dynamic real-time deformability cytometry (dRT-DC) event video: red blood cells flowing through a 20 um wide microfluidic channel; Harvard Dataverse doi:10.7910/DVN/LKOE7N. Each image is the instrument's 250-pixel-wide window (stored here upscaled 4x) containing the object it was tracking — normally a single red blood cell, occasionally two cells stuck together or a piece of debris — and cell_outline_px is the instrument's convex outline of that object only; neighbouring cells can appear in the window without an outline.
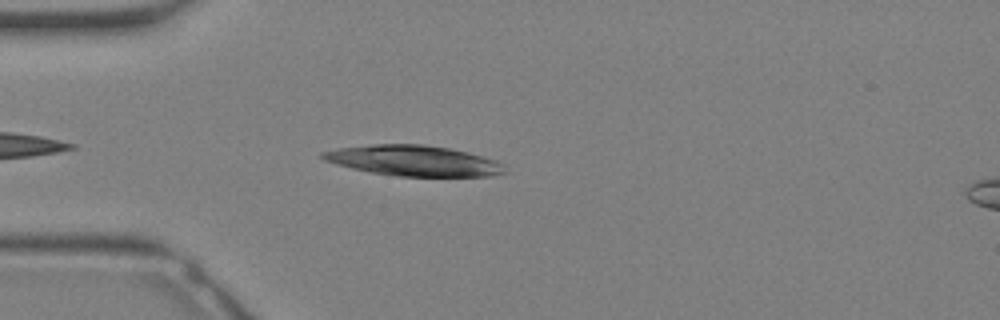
{"species": "Egyptian fruit bat (a non-hibernating species)", "species_latin": "Rousettus aegyptiacus", "temperature_condition": "warm", "stored_images_in_passage": 5, "camera_frame_rate_fps": 3000, "um_per_image_px": 0.085, "animal": {"sex": "female"}, "frame": {"image": 1, "passage_image": 2, "time_ms": 0.333, "image_size_px": [1000, 320], "cell_outline_px": [[508, 172], [492, 176], [396, 176], [372, 172], [352, 168], [336, 164], [324, 160], [320, 156], [320, 152], [340, 148], [372, 144], [424, 144], [448, 148], [468, 152], [496, 160]], "centroid_in_image_um": [35.15, 13.65], "position_along_channel_um": 49.8, "area_um2": 32.25}}
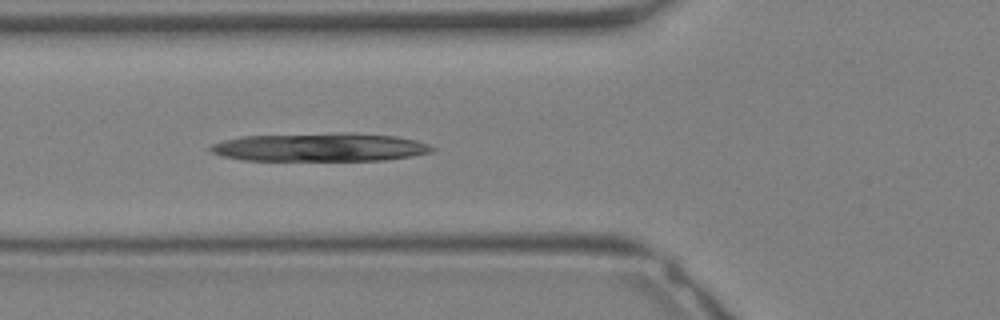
{"frame": {"image": 2, "passage_image": 5, "time_ms": 1.333, "image_size_px": [1000, 320], "cell_outline_px": [[436, 148], [432, 152], [412, 156], [384, 160], [244, 160], [220, 156], [212, 152], [208, 148], [212, 144], [224, 140], [240, 136], [336, 132], [352, 132], [396, 136], [416, 140], [428, 144]], "centroid_in_image_um": [27.21, 12.5], "position_along_channel_um": 98.6, "area_um2": 37.05}}